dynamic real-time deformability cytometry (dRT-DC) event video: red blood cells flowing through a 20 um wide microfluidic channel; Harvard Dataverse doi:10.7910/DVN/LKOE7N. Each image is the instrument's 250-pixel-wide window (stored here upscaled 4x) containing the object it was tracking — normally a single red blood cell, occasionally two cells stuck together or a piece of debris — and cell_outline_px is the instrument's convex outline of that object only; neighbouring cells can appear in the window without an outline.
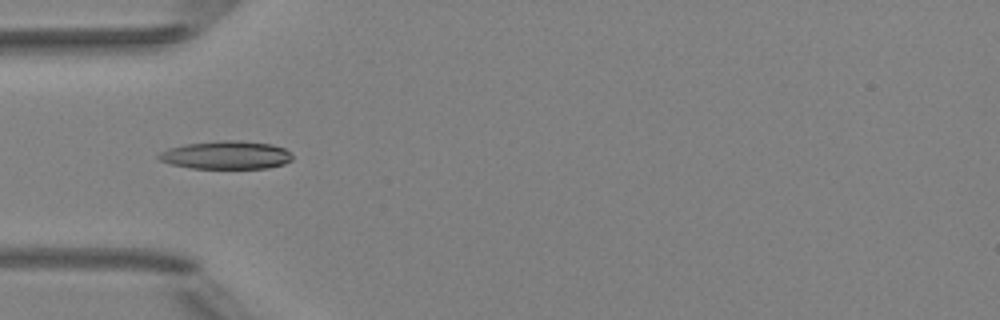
{"species": "Egyptian fruit bat (a non-hibernating species)", "species_latin": "Rousettus aegyptiacus", "temperature_condition": "room temperature", "stored_images_in_passage": 6, "camera_frame_rate_fps": 3000, "um_per_image_px": 0.085, "animal": {"sex": "female"}, "frame": {"image": 1, "passage_image": 4, "time_ms": 4.333, "image_size_px": [1000, 320], "cell_outline_px": [[292, 160], [284, 164], [268, 168], [192, 168], [172, 164], [160, 160], [156, 156], [160, 152], [168, 148], [184, 144], [220, 140], [240, 140], [272, 144], [284, 148], [292, 156]], "centroid_in_image_um": [19.22, 13.17], "position_along_channel_um": 65.8, "area_um2": 21.96}}
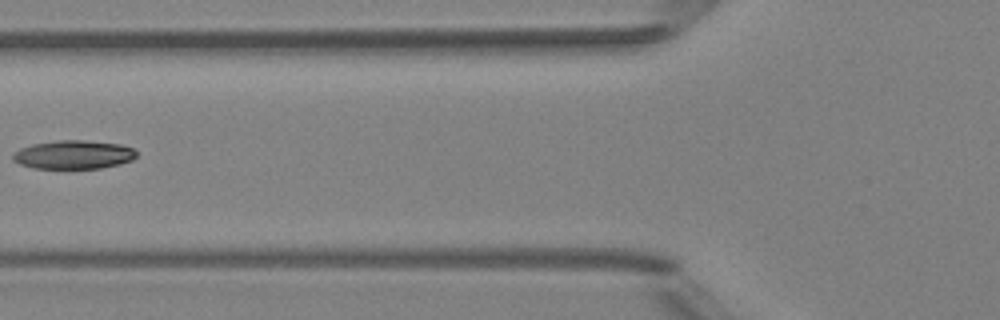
{"frame": {"image": 2, "passage_image": 5, "time_ms": 5.667, "image_size_px": [1000, 320], "cell_outline_px": [[136, 156], [132, 160], [100, 168], [32, 168], [20, 164], [12, 160], [12, 156], [20, 148], [32, 144], [60, 140], [84, 140], [120, 144], [136, 148]], "centroid_in_image_um": [6.25, 13.14], "position_along_channel_um": 119.5, "area_um2": 20.52}}
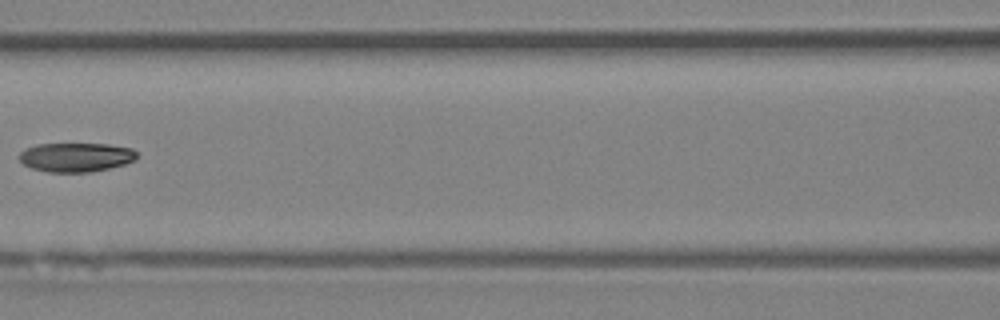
{"frame": {"image": 3, "passage_image": 6, "time_ms": 6.667, "image_size_px": [1000, 320], "cell_outline_px": [[136, 160], [124, 164], [92, 172], [48, 172], [32, 168], [24, 164], [20, 160], [20, 152], [24, 148], [36, 144], [108, 144], [132, 148], [136, 152]], "centroid_in_image_um": [6.45, 13.36], "position_along_channel_um": 160.2, "area_um2": 19.94}}